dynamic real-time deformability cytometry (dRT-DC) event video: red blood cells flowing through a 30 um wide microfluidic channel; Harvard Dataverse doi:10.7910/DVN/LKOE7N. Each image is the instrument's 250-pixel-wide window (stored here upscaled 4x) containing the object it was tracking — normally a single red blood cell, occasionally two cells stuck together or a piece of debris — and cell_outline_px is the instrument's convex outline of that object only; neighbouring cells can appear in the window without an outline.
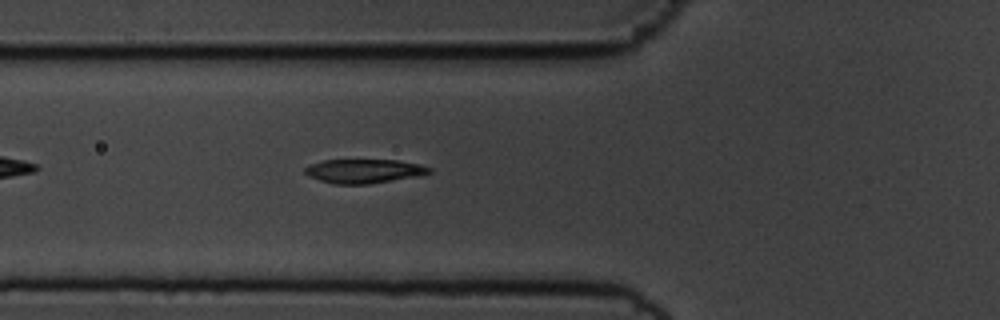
{"species": "common noctule bat (a hibernating species)", "species_latin": "Nyctalus noctula", "temperature_condition": "cold", "stored_images_in_passage": 38, "camera_frame_rate_fps": 3000, "um_per_image_px": 0.085, "animal": {"sex": "male", "body_mass_g": 19.5, "forearm_length_mm": 54.6}, "frame": {"image": 1, "passage_image": 7, "time_ms": 2.0, "image_size_px": [1000, 320], "cell_outline_px": [[432, 172], [424, 176], [368, 184], [332, 184], [308, 176], [304, 172], [304, 168], [308, 164], [324, 160], [396, 160], [420, 164], [432, 168]], "centroid_in_image_um": [30.98, 14.55], "position_along_channel_um": 94.8, "area_um2": 17.74}}
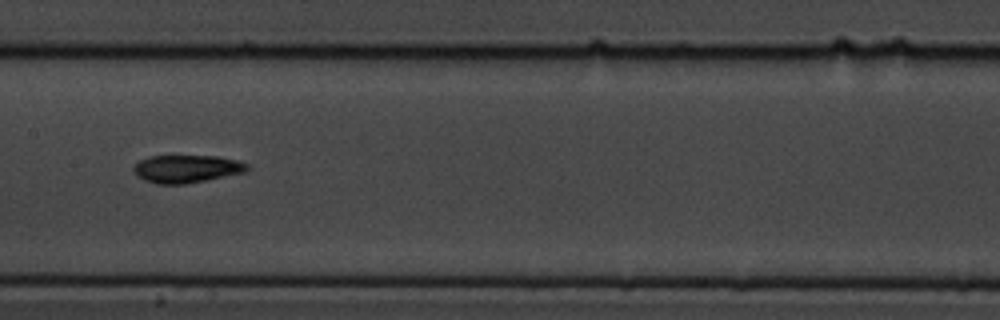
{"frame": {"image": 2, "passage_image": 15, "time_ms": 4.667, "image_size_px": [1000, 320], "cell_outline_px": [[248, 168], [244, 172], [184, 184], [156, 184], [144, 180], [136, 176], [132, 168], [132, 164], [148, 156], [216, 156], [236, 160], [248, 164]], "centroid_in_image_um": [15.77, 14.34], "position_along_channel_um": 191.6, "area_um2": 18.32}}
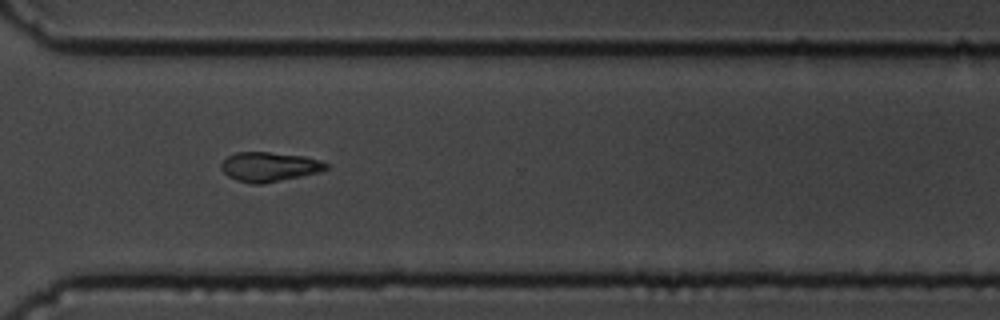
{"frame": {"image": 3, "passage_image": 28, "time_ms": 9.0, "image_size_px": [1000, 320], "cell_outline_px": [[328, 168], [320, 172], [260, 184], [252, 184], [236, 180], [228, 176], [220, 168], [220, 164], [228, 156], [236, 152], [268, 152], [304, 156], [320, 160], [328, 164]], "centroid_in_image_um": [22.87, 14.17], "position_along_channel_um": 347.7, "area_um2": 17.92}}